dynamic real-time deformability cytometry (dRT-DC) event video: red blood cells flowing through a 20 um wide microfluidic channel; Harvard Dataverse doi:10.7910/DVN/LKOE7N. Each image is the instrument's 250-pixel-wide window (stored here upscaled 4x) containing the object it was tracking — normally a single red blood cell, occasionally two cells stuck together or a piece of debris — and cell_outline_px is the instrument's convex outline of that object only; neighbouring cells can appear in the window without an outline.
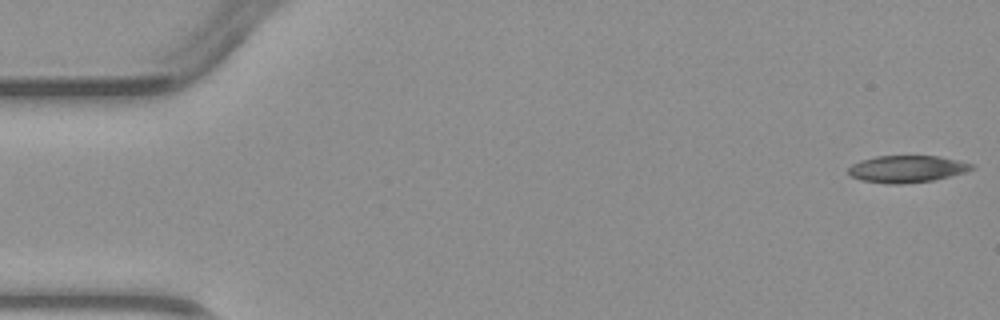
{"species": "common noctule bat (a hibernating species)", "species_latin": "Nyctalus noctula", "temperature_condition": "warm", "stored_images_in_passage": 5, "camera_frame_rate_fps": 3000, "um_per_image_px": 0.085, "animal": {"sex": "male", "body_mass_g": 23.1, "forearm_length_mm": 52.7}, "frame": {"image": 1, "passage_image": 1, "time_ms": 0.0, "image_size_px": [1000, 320], "cell_outline_px": [[976, 168], [964, 172], [932, 180], [904, 184], [888, 184], [860, 180], [852, 176], [848, 172], [848, 168], [852, 164], [860, 160], [876, 156], [936, 156], [956, 160], [972, 164]], "centroid_in_image_um": [77.04, 14.36], "position_along_channel_um": 8.0, "area_um2": 19.25}}
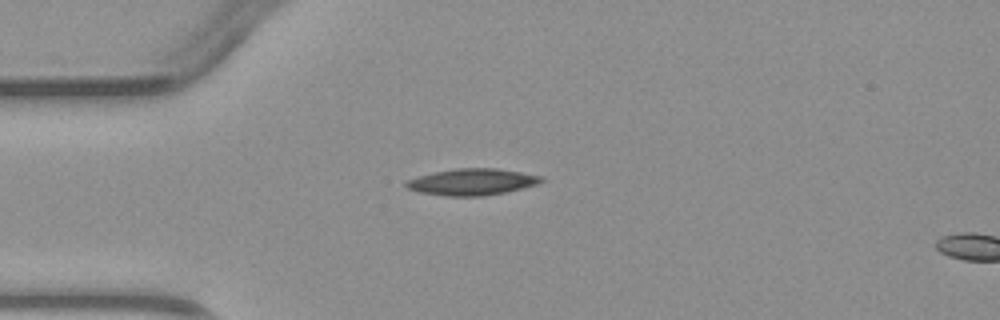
{"frame": {"image": 2, "passage_image": 4, "time_ms": 3.667, "image_size_px": [1000, 320], "cell_outline_px": [[544, 180], [536, 184], [504, 192], [480, 196], [444, 196], [420, 192], [408, 188], [404, 184], [408, 180], [420, 176], [436, 172], [456, 168], [496, 168], [544, 176]], "centroid_in_image_um": [40.14, 15.46], "position_along_channel_um": 44.9, "area_um2": 20.52}}